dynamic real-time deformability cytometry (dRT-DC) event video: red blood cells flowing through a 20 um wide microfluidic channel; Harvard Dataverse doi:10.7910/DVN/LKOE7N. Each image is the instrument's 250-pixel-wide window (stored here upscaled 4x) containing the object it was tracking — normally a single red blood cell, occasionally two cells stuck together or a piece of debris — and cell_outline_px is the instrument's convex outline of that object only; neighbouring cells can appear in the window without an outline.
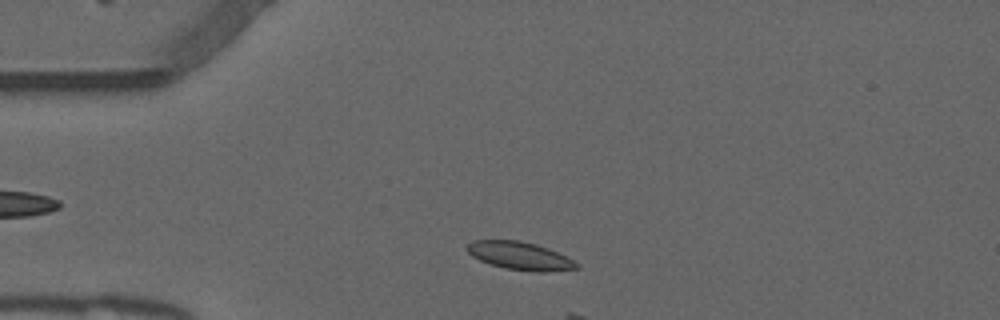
{"species": "common noctule bat (a hibernating species)", "species_latin": "Nyctalus noctula", "temperature_condition": "warm", "stored_images_in_passage": 7, "camera_frame_rate_fps": 3000, "um_per_image_px": 0.085, "animal": {"sex": "male", "forearm_length_mm": 52.5}, "frame": {"image": 1, "passage_image": 5, "time_ms": 1.333, "image_size_px": [1000, 320], "cell_outline_px": [[580, 268], [544, 272], [536, 272], [504, 268], [480, 260], [472, 256], [464, 248], [472, 240], [520, 240], [536, 244], [548, 248], [580, 264]], "centroid_in_image_um": [44.17, 21.74], "position_along_channel_um": 40.8, "area_um2": 17.8}}